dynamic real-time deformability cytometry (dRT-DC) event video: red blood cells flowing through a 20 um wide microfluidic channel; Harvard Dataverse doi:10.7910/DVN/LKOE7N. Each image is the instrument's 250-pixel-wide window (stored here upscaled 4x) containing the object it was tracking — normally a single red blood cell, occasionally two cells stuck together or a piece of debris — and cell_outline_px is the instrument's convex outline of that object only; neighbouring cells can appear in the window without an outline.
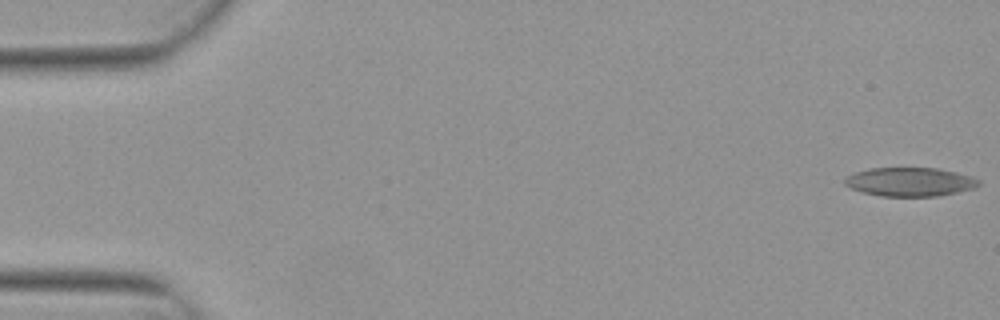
{"species": "Egyptian fruit bat (a non-hibernating species)", "species_latin": "Rousettus aegyptiacus", "temperature_condition": "warm", "stored_images_in_passage": 5, "camera_frame_rate_fps": 3000, "um_per_image_px": 0.085, "animal": {"sex": "female"}, "frame": {"image": 1, "passage_image": 1, "time_ms": 0.0, "image_size_px": [1000, 320], "cell_outline_px": [[980, 184], [972, 188], [956, 192], [936, 196], [880, 196], [864, 192], [852, 188], [844, 184], [844, 176], [868, 168], [936, 168], [956, 172], [972, 176], [980, 180]], "centroid_in_image_um": [77.32, 15.45], "position_along_channel_um": 7.7, "area_um2": 22.37}}
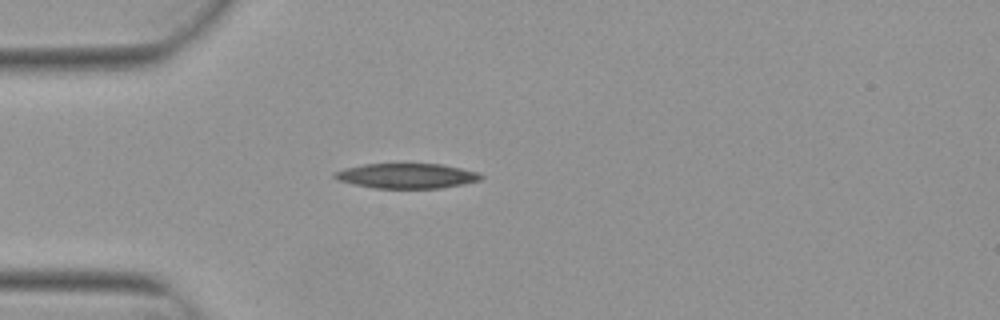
{"frame": {"image": 2, "passage_image": 5, "time_ms": 1.333, "image_size_px": [1000, 320], "cell_outline_px": [[484, 176], [480, 180], [464, 184], [440, 188], [376, 188], [352, 184], [336, 180], [332, 176], [332, 172], [344, 168], [364, 164], [440, 164], [480, 172]], "centroid_in_image_um": [34.54, 14.95], "position_along_channel_um": 50.5, "area_um2": 21.44}}